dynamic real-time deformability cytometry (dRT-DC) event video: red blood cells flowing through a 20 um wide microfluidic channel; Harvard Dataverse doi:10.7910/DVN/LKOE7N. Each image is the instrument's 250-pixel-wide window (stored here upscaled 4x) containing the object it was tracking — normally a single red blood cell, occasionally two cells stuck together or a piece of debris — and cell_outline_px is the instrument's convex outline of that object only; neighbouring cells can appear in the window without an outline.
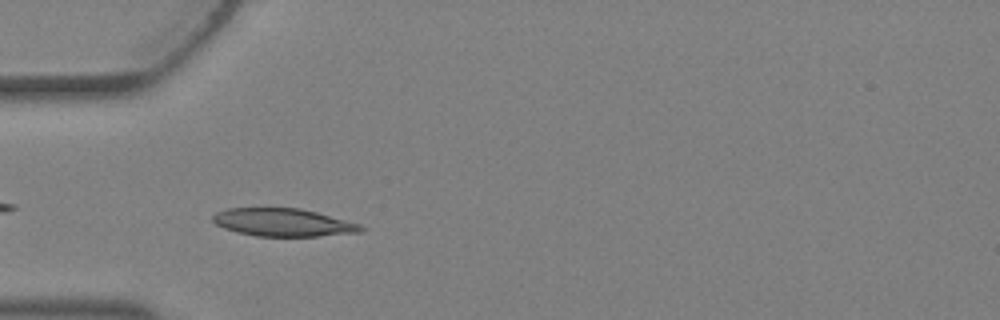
{"species": "Egyptian fruit bat (a non-hibernating species)", "species_latin": "Rousettus aegyptiacus", "temperature_condition": "warm", "stored_images_in_passage": 4, "camera_frame_rate_fps": 3000, "um_per_image_px": 0.085, "animal": {"sex": "female"}, "frame": {"image": 1, "passage_image": 4, "time_ms": 1.0, "image_size_px": [1000, 320], "cell_outline_px": [[364, 228], [360, 232], [320, 236], [256, 236], [236, 232], [224, 228], [216, 224], [212, 220], [212, 216], [216, 212], [228, 208], [300, 208], [316, 212], [360, 224]], "centroid_in_image_um": [24.03, 18.9], "position_along_channel_um": 61.0, "area_um2": 23.93}}